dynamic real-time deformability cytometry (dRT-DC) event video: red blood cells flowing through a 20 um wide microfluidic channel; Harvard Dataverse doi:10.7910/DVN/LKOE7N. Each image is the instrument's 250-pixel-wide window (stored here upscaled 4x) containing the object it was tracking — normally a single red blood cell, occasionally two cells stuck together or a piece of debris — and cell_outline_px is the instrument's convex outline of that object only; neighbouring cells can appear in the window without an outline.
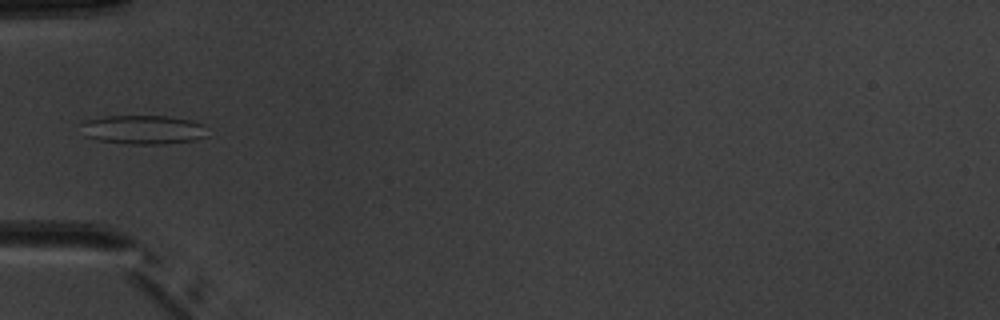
{"species": "common noctule bat (a hibernating species)", "species_latin": "Nyctalus noctula", "temperature_condition": "warm", "stored_images_in_passage": 5, "camera_frame_rate_fps": 3000, "um_per_image_px": 0.085, "animal": {"sex": "male", "body_mass_g": 20.1, "forearm_length_mm": 53.5}, "frame": {"image": 1, "passage_image": 5, "time_ms": 4.333, "image_size_px": [1000, 320], "cell_outline_px": [[208, 136], [192, 140], [164, 144], [128, 144], [96, 140], [84, 136], [80, 124], [80, 120], [108, 116], [168, 116], [192, 120], [204, 124]], "centroid_in_image_um": [12.12, 11.01], "position_along_channel_um": 72.9, "area_um2": 21.73}}